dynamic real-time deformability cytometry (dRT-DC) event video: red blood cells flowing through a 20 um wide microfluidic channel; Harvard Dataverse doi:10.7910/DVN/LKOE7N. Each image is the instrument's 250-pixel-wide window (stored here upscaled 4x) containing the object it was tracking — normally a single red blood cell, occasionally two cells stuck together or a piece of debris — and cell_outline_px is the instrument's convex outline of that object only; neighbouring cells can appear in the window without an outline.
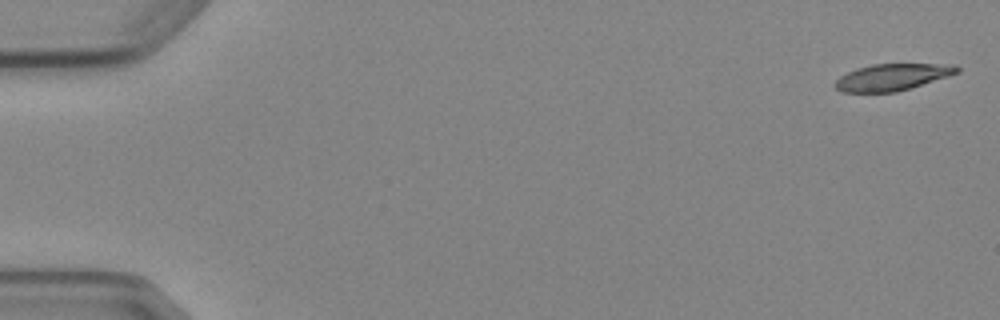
{"species": "Egyptian fruit bat (a non-hibernating species)", "species_latin": "Rousettus aegyptiacus", "temperature_condition": "cold", "stored_images_in_passage": 6, "camera_frame_rate_fps": 3000, "um_per_image_px": 0.085, "animal": {"sex": "female"}, "frame": {"image": 1, "passage_image": 1, "time_ms": 0.0, "image_size_px": [1000, 320], "cell_outline_px": [[960, 72], [948, 76], [896, 92], [840, 92], [832, 84], [840, 76], [856, 68], [872, 64], [956, 64], [960, 68]], "centroid_in_image_um": [75.82, 6.55], "position_along_channel_um": 9.2, "area_um2": 18.96}}